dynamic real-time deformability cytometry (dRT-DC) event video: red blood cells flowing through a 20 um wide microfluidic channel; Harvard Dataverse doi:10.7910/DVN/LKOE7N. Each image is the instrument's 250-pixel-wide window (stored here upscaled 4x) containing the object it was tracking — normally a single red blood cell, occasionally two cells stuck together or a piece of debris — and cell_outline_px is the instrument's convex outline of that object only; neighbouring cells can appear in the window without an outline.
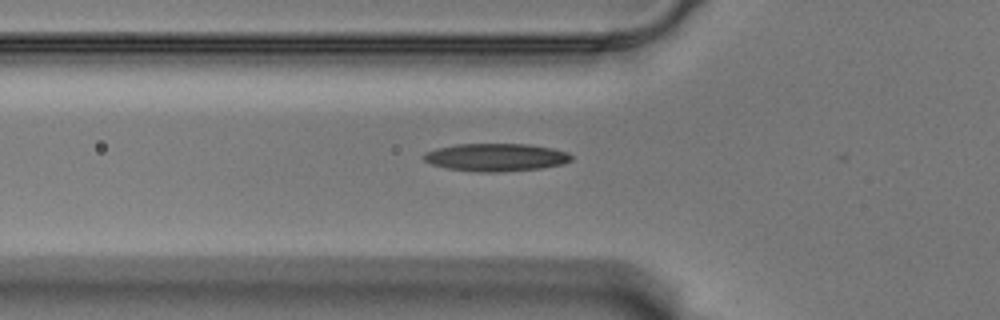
{"species": "Egyptian fruit bat (a non-hibernating species)", "species_latin": "Rousettus aegyptiacus", "temperature_condition": "warm", "stored_images_in_passage": 29, "camera_frame_rate_fps": 3000, "um_per_image_px": 0.085, "animal": {"sex": "male"}, "frame": {"image": 1, "passage_image": 4, "time_ms": 1.0, "image_size_px": [1000, 320], "cell_outline_px": [[572, 160], [564, 164], [540, 168], [500, 172], [480, 172], [448, 168], [432, 164], [424, 160], [420, 156], [424, 152], [436, 148], [456, 144], [528, 144], [552, 148], [568, 152], [572, 156]], "centroid_in_image_um": [42.14, 13.36], "position_along_channel_um": 83.7, "area_um2": 23.99}}
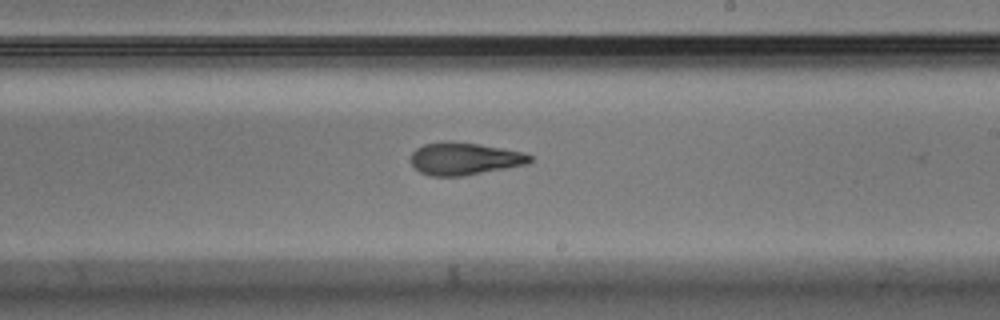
{"frame": {"image": 2, "passage_image": 18, "time_ms": 5.667, "image_size_px": [1000, 320], "cell_outline_px": [[532, 160], [528, 164], [464, 176], [432, 176], [420, 172], [412, 164], [412, 152], [416, 148], [424, 144], [448, 140], [480, 144], [524, 152], [532, 156]], "centroid_in_image_um": [39.5, 13.48], "position_along_channel_um": 249.5, "area_um2": 22.6}}
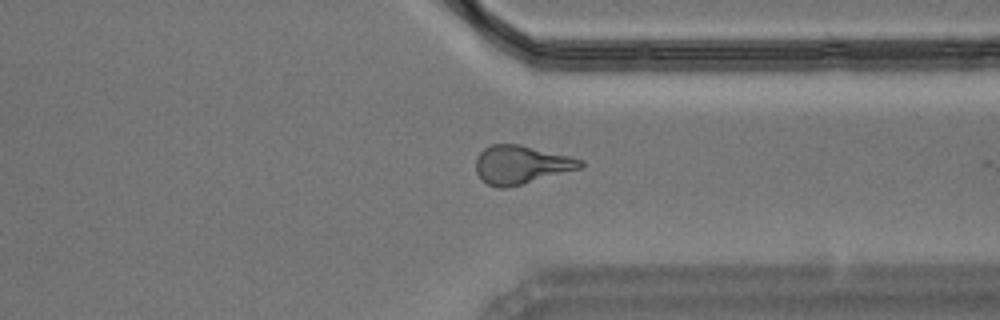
{"frame": {"image": 3, "passage_image": 28, "time_ms": 9.0, "image_size_px": [1000, 320], "cell_outline_px": [[584, 164], [580, 168], [520, 184], [504, 188], [500, 188], [488, 184], [476, 172], [476, 156], [484, 148], [492, 144], [520, 144], [584, 160]], "centroid_in_image_um": [44.27, 13.98], "position_along_channel_um": 367.1, "area_um2": 22.95}}